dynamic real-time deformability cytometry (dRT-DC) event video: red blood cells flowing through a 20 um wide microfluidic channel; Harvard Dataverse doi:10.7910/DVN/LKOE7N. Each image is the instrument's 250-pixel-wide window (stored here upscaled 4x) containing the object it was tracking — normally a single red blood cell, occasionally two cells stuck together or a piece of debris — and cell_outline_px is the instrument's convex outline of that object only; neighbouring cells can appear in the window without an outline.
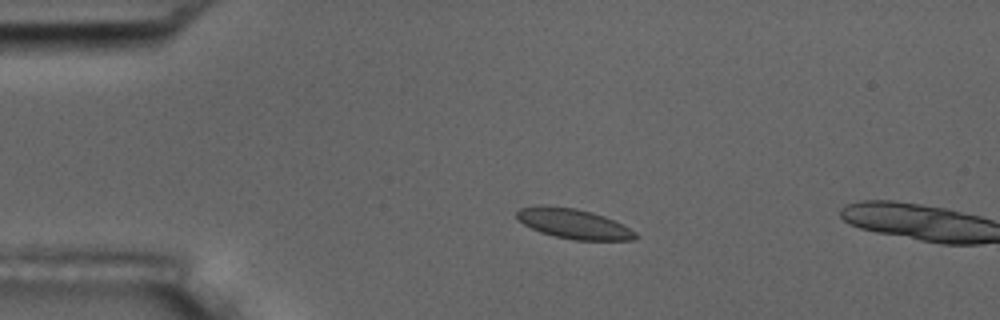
{"species": "common noctule bat (a hibernating species)", "species_latin": "Nyctalus noctula", "temperature_condition": "room temperature", "stored_images_in_passage": 4, "camera_frame_rate_fps": 3000, "um_per_image_px": 0.085, "animal": {"sex": "male", "body_mass_g": 17.5, "forearm_length_mm": 52.3}, "frame": {"image": 1, "passage_image": 3, "time_ms": 3.333, "image_size_px": [1000, 320], "cell_outline_px": [[640, 236], [632, 240], [576, 240], [556, 236], [540, 232], [516, 220], [516, 212], [520, 208], [544, 204], [548, 204], [576, 208], [592, 212], [604, 216], [636, 232]], "centroid_in_image_um": [48.71, 19.0], "position_along_channel_um": 36.3, "area_um2": 20.75}}